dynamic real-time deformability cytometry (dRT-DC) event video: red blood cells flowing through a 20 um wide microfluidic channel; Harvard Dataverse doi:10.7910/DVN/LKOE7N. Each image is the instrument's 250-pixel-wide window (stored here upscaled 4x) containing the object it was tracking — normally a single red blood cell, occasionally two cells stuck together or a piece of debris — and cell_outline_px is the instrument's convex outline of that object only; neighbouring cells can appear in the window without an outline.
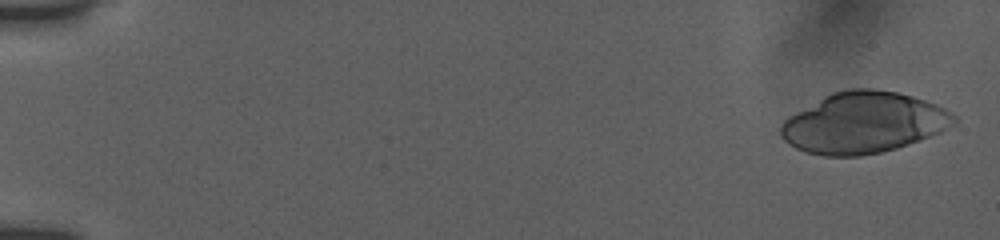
{"species": "human", "species_latin": "Homo sapiens", "temperature_condition": "room temperature", "stored_images_in_passage": 31, "camera_frame_rate_fps": 3000, "um_per_image_px": 0.085, "donor": {"sex": "female"}, "frame": {"image": 1, "passage_image": 1, "time_ms": 0.0, "image_size_px": [1000, 240], "cell_outline_px": [[956, 124], [940, 132], [896, 148], [880, 152], [860, 156], [824, 156], [804, 152], [788, 144], [780, 136], [780, 128], [784, 120], [788, 116], [824, 96], [832, 92], [848, 88], [872, 88], [896, 92], [912, 96], [936, 104], [952, 112], [956, 116]], "centroid_in_image_um": [73.38, 10.43], "position_along_channel_um": 11.6, "area_um2": 61.67}}